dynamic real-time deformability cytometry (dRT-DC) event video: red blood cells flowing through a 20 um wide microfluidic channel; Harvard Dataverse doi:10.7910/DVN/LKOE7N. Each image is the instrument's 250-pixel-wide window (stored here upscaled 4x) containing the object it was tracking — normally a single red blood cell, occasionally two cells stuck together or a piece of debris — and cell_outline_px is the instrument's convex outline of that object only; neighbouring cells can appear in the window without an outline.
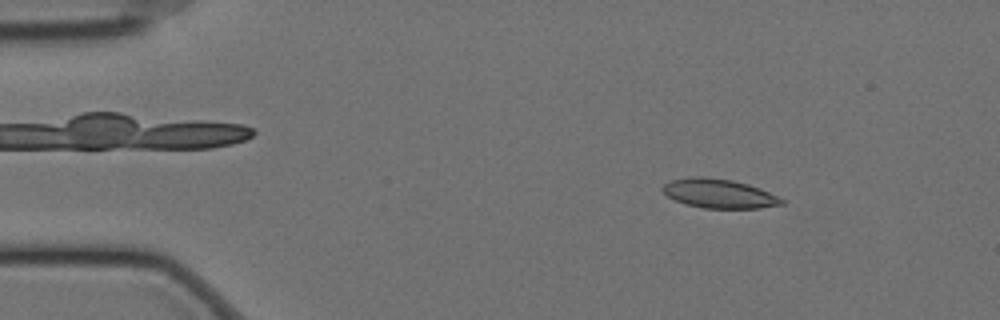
{"species": "Egyptian fruit bat (a non-hibernating species)", "species_latin": "Rousettus aegyptiacus", "temperature_condition": "cold", "stored_images_in_passage": 58, "camera_frame_rate_fps": 3000, "um_per_image_px": 0.085, "animal": {"sex": "female"}, "frame": {"image": 1, "passage_image": 8, "time_ms": 2.333, "image_size_px": [1000, 320], "cell_outline_px": [[788, 200], [784, 204], [760, 208], [704, 208], [684, 204], [668, 196], [660, 188], [664, 184], [672, 180], [696, 176], [704, 176], [732, 180], [748, 184], [760, 188]], "centroid_in_image_um": [61.16, 16.45], "position_along_channel_um": 23.8, "area_um2": 20.35}}
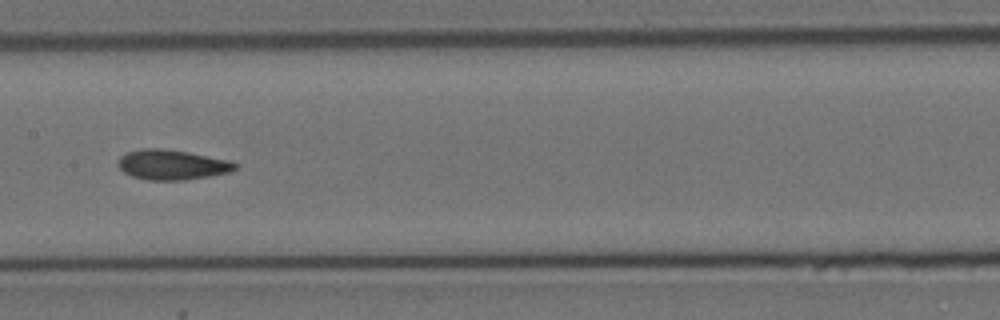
{"frame": {"image": 2, "passage_image": 29, "time_ms": 9.333, "image_size_px": [1000, 320], "cell_outline_px": [[236, 168], [228, 172], [208, 176], [184, 180], [148, 180], [132, 176], [124, 172], [116, 164], [120, 156], [124, 152], [144, 148], [160, 148], [188, 152], [228, 160], [236, 164]], "centroid_in_image_um": [14.55, 13.99], "position_along_channel_um": 192.9, "area_um2": 20.35}}
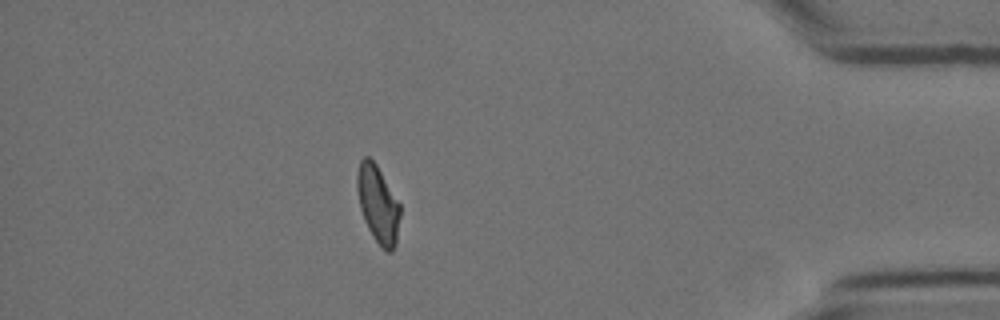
{"frame": {"image": 3, "passage_image": 51, "time_ms": 16.667, "image_size_px": [1000, 320], "cell_outline_px": [[400, 216], [396, 244], [392, 252], [388, 252], [372, 236], [364, 220], [360, 208], [356, 188], [356, 172], [360, 160], [364, 156], [368, 156], [376, 164], [400, 204]], "centroid_in_image_um": [32.11, 17.33], "position_along_channel_um": 403.1, "area_um2": 19.36}, "authors_computed_cell_mechanics": {"area_um2": 20.1433, "velocity_mm_per_s": 3.4632, "shape_relaxation_time_tau1_ms": 10.5738, "shape_relaxation_time_tau2_ms": 2.5695, "deformation_change_tau1": 0.2224, "deformation_change_tau2": 0.0911}}